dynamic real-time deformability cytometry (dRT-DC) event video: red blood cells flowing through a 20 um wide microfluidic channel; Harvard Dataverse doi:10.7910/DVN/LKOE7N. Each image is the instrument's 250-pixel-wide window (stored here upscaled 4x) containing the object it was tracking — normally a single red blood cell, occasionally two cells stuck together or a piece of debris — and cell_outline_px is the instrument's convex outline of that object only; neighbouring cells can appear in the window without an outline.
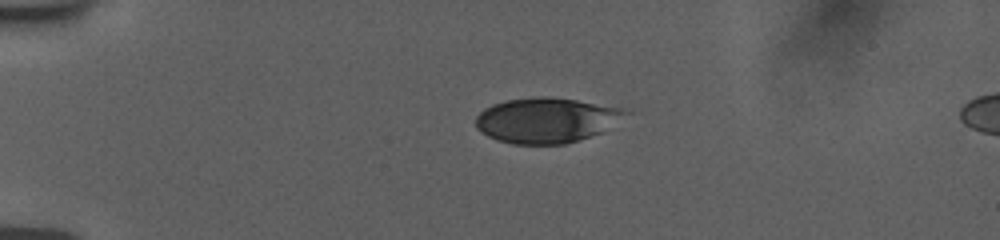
{"species": "human", "species_latin": "Homo sapiens", "temperature_condition": "room temperature", "stored_images_in_passage": 16, "camera_frame_rate_fps": 3000, "um_per_image_px": 0.085, "donor": {"sex": "female"}, "frame": {"image": 1, "passage_image": 1, "time_ms": 0.0, "image_size_px": [1000, 240], "cell_outline_px": [[632, 112], [600, 132], [580, 140], [564, 144], [512, 144], [496, 140], [480, 132], [476, 128], [476, 116], [484, 108], [492, 104], [508, 100], [540, 96], [548, 96], [576, 100], [624, 108]], "centroid_in_image_um": [46.41, 10.22], "position_along_channel_um": 38.6, "area_um2": 39.42}}
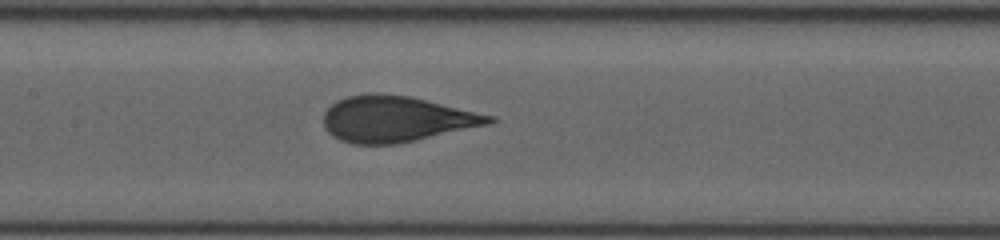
{"frame": {"image": 2, "passage_image": 10, "time_ms": 5.0, "image_size_px": [1000, 240], "cell_outline_px": [[500, 120], [488, 124], [416, 140], [396, 144], [352, 144], [340, 140], [332, 136], [324, 128], [324, 112], [336, 100], [348, 96], [368, 92], [380, 92], [408, 96], [496, 116]], "centroid_in_image_um": [33.65, 10.1], "position_along_channel_um": 173.7, "area_um2": 44.39}}
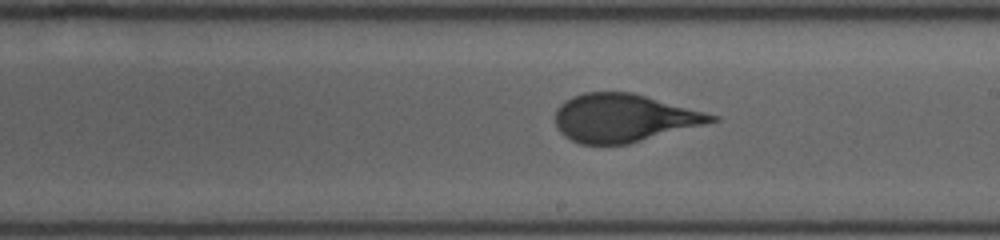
{"frame": {"image": 3, "passage_image": 14, "time_ms": 6.667, "image_size_px": [1000, 240], "cell_outline_px": [[720, 120], [628, 144], [580, 144], [564, 136], [556, 128], [556, 108], [564, 100], [572, 96], [584, 92], [632, 92], [720, 116]], "centroid_in_image_um": [52.99, 10.02], "position_along_channel_um": 236.0, "area_um2": 43.64}}